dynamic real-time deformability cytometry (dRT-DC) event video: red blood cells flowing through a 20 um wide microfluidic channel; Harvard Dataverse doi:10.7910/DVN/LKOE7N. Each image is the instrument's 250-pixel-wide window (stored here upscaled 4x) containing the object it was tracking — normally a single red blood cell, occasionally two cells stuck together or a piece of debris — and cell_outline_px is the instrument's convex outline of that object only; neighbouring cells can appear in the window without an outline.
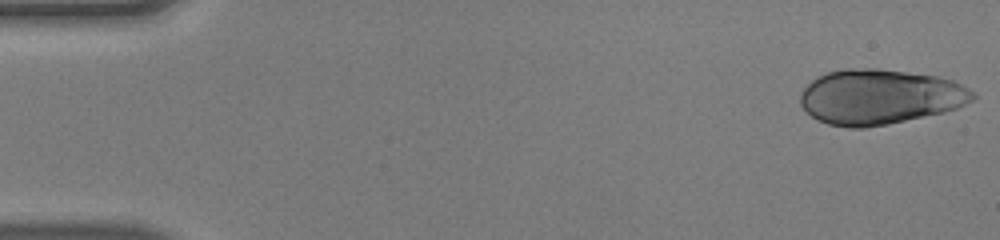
{"species": "human", "species_latin": "Homo sapiens", "temperature_condition": "warm", "stored_images_in_passage": 49, "camera_frame_rate_fps": 3000, "um_per_image_px": 0.085, "donor": {"sex": "male"}, "frame": {"image": 1, "passage_image": 1, "time_ms": 0.0, "image_size_px": [1000, 240], "cell_outline_px": [[976, 96], [972, 100], [956, 108], [944, 112], [888, 124], [864, 128], [848, 128], [828, 124], [812, 116], [800, 104], [800, 92], [812, 80], [828, 72], [848, 68], [876, 68], [936, 76], [952, 80], [968, 88]], "centroid_in_image_um": [74.76, 8.23], "position_along_channel_um": 10.2, "area_um2": 55.03}}
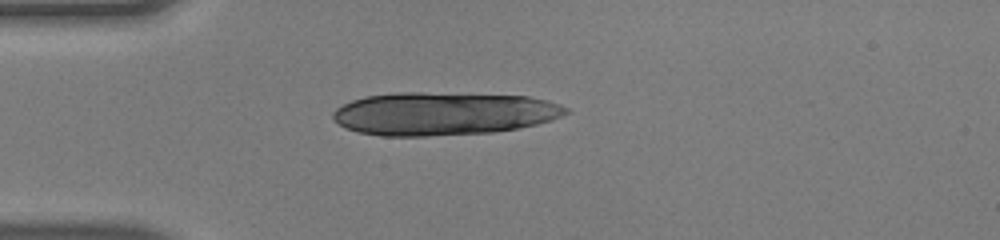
{"frame": {"image": 2, "passage_image": 13, "time_ms": 4.0, "image_size_px": [1000, 240], "cell_outline_px": [[572, 112], [552, 120], [520, 128], [492, 132], [428, 136], [380, 136], [356, 132], [344, 128], [332, 116], [332, 112], [336, 108], [352, 100], [364, 96], [400, 92], [424, 92], [528, 96], [560, 104], [568, 108]], "centroid_in_image_um": [37.69, 9.66], "position_along_channel_um": 47.3, "area_um2": 58.78}}